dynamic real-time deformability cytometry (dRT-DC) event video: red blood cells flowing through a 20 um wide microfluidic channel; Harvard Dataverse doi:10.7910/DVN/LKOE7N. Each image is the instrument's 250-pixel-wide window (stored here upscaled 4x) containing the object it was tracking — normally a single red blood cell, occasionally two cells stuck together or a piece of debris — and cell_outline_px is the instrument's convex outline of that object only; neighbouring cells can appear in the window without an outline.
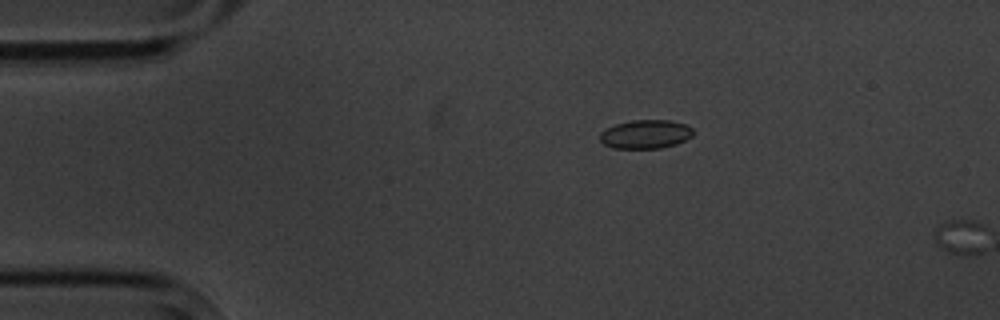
{"species": "common noctule bat (a hibernating species)", "species_latin": "Nyctalus noctula", "temperature_condition": "cold", "stored_images_in_passage": 5, "camera_frame_rate_fps": 3000, "um_per_image_px": 0.085, "animal": {"sex": "male", "body_mass_g": 20.1, "forearm_length_mm": 53.5}, "frame": {"image": 1, "passage_image": 5, "time_ms": 4.667, "image_size_px": [1000, 320], "cell_outline_px": [[692, 136], [676, 144], [660, 148], [612, 148], [604, 144], [600, 140], [600, 132], [616, 124], [632, 120], [668, 120], [684, 124], [692, 128]], "centroid_in_image_um": [54.85, 11.41], "position_along_channel_um": 30.1, "area_um2": 15.43}}